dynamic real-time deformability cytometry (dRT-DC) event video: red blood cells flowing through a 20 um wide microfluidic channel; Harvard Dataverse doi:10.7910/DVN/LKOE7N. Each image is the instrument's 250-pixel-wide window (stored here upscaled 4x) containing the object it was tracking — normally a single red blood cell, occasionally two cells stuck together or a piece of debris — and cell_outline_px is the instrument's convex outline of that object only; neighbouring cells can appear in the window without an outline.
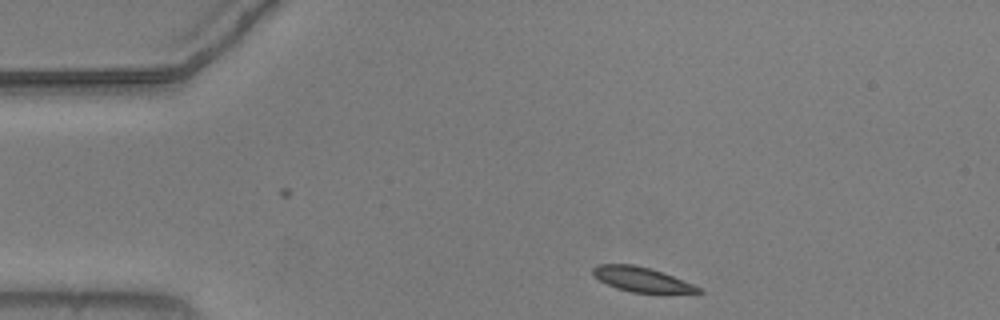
{"species": "common noctule bat (a hibernating species)", "species_latin": "Nyctalus noctula", "temperature_condition": "warm", "stored_images_in_passage": 20, "camera_frame_rate_fps": 3000, "um_per_image_px": 0.085, "animal": {"sex": "male", "body_mass_g": 20.5, "forearm_length_mm": 52.5}, "frame": {"image": 1, "passage_image": 1, "time_ms": 0.0, "image_size_px": [1000, 320], "cell_outline_px": [[704, 292], [632, 292], [616, 288], [600, 280], [592, 272], [592, 268], [596, 264], [632, 264], [652, 268], [692, 284], [700, 288]], "centroid_in_image_um": [54.48, 23.72], "position_along_channel_um": 30.5, "area_um2": 14.74}}
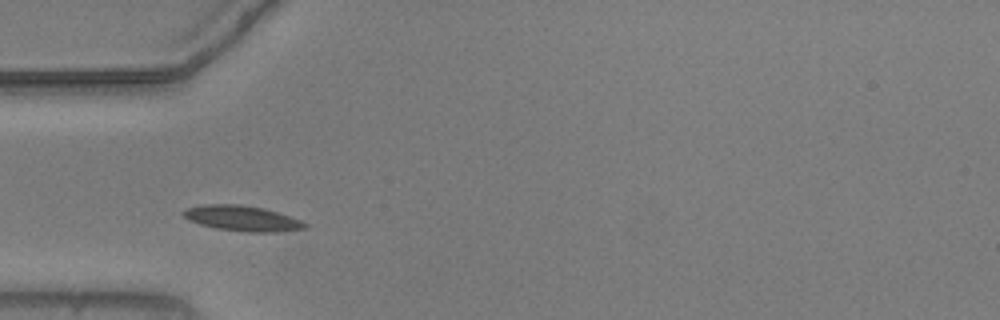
{"frame": {"image": 2, "passage_image": 8, "time_ms": 2.333, "image_size_px": [1000, 320], "cell_outline_px": [[308, 228], [280, 232], [248, 232], [216, 228], [200, 224], [188, 220], [180, 212], [188, 208], [204, 204], [240, 204], [264, 208], [300, 220], [308, 224]], "centroid_in_image_um": [20.59, 18.56], "position_along_channel_um": 64.4, "area_um2": 17.98}}
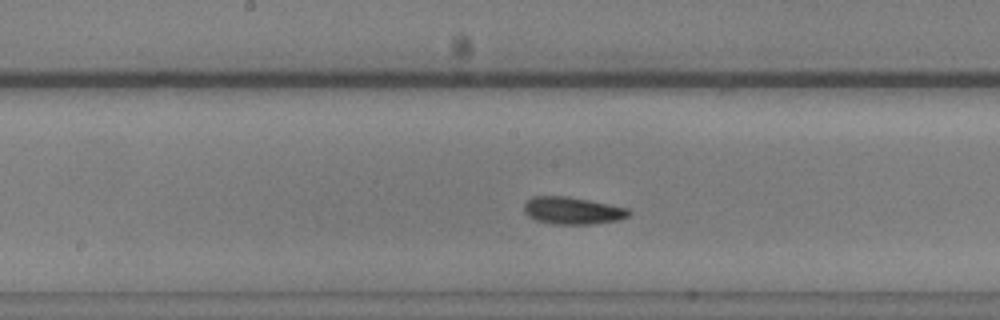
{"frame": {"image": 3, "passage_image": 19, "time_ms": 6.0, "image_size_px": [1000, 320], "cell_outline_px": [[632, 212], [628, 216], [616, 220], [592, 224], [552, 224], [536, 220], [528, 216], [524, 212], [524, 204], [532, 196], [568, 196], [628, 208]], "centroid_in_image_um": [48.64, 17.9], "position_along_channel_um": 199.6, "area_um2": 16.59}}